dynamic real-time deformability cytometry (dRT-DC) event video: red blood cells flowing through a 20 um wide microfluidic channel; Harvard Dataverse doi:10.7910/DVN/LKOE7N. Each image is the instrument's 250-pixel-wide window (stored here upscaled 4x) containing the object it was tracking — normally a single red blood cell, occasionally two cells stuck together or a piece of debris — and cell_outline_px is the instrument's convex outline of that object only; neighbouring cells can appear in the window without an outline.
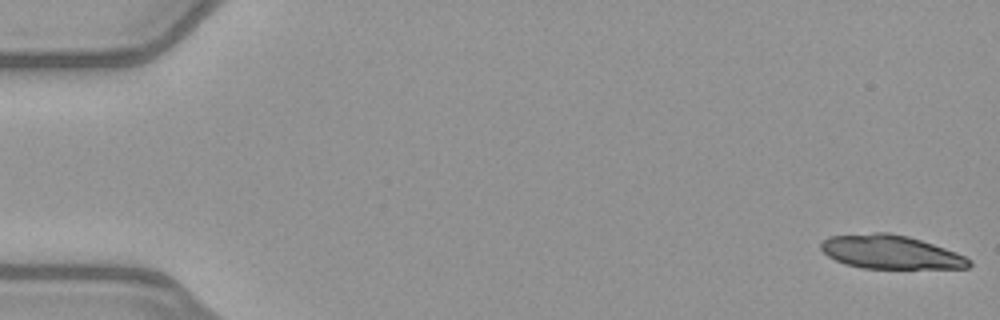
{"species": "common noctule bat (a hibernating species)", "species_latin": "Nyctalus noctula", "temperature_condition": "warm", "stored_images_in_passage": 52, "camera_frame_rate_fps": 3000, "um_per_image_px": 0.085, "animal": {"sex": "female", "body_mass_g": 21.9}, "frame": {"image": 1, "passage_image": 1, "time_ms": 0.0, "image_size_px": [1000, 320], "cell_outline_px": [[972, 264], [968, 268], [864, 268], [844, 264], [828, 256], [820, 248], [820, 244], [828, 236], [872, 232], [888, 232], [908, 236], [956, 252], [972, 260]], "centroid_in_image_um": [75.68, 21.42], "position_along_channel_um": 9.3, "area_um2": 29.02}}
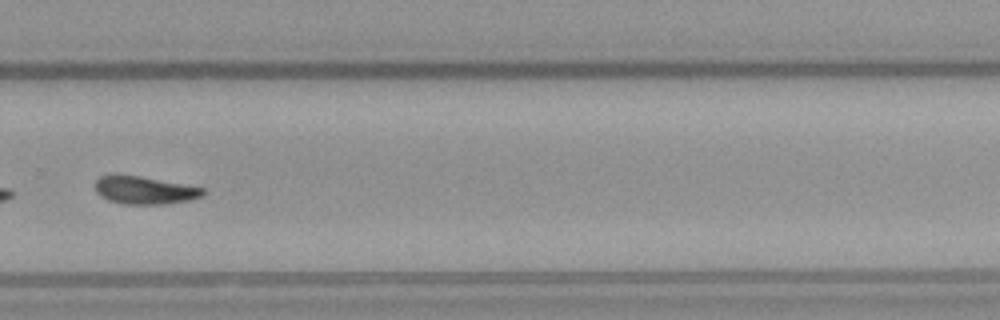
{"frame": {"image": 2, "passage_image": 36, "time_ms": 11.667, "image_size_px": [1000, 320], "cell_outline_px": [[208, 192], [204, 196], [192, 200], [164, 204], [124, 204], [108, 200], [100, 196], [96, 192], [96, 180], [100, 176], [112, 172], [116, 172], [140, 176], [204, 188]], "centroid_in_image_um": [12.27, 16.14], "position_along_channel_um": 317.5, "area_um2": 17.98}}
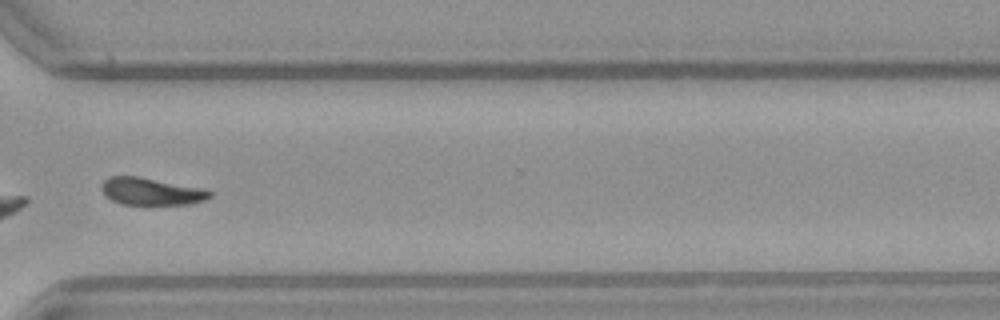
{"frame": {"image": 3, "passage_image": 39, "time_ms": 12.667, "image_size_px": [1000, 320], "cell_outline_px": [[212, 196], [208, 200], [188, 204], [120, 204], [104, 196], [100, 188], [100, 184], [108, 176], [136, 176], [208, 188], [212, 192]], "centroid_in_image_um": [12.88, 16.26], "position_along_channel_um": 357.7, "area_um2": 17.63}}